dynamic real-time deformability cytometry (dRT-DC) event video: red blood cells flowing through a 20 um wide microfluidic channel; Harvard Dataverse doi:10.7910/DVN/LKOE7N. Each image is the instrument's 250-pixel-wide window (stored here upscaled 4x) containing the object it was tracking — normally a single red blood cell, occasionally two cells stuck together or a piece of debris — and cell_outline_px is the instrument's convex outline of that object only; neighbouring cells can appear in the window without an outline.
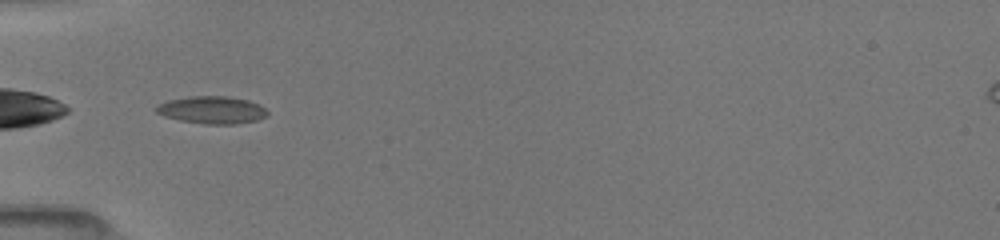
{"species": "common noctule bat (a hibernating species)", "species_latin": "Nyctalus noctula", "temperature_condition": "room temperature", "stored_images_in_passage": 8, "camera_frame_rate_fps": 3000, "um_per_image_px": 0.085, "animal": {"sex": "female", "body_mass_g": 19.5, "forearm_length_mm": 54.1}, "frame": {"image": 1, "passage_image": 2, "time_ms": 1.333, "image_size_px": [1000, 240], "cell_outline_px": [[268, 116], [256, 120], [236, 124], [204, 124], [180, 120], [164, 116], [156, 112], [156, 108], [160, 104], [168, 100], [188, 96], [228, 96], [248, 100], [260, 104], [268, 112]], "centroid_in_image_um": [18.05, 9.34], "position_along_channel_um": 67.0, "area_um2": 17.8}}
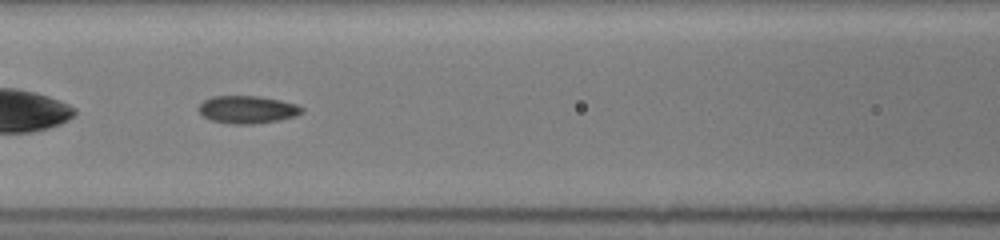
{"frame": {"image": 2, "passage_image": 4, "time_ms": 3.333, "image_size_px": [1000, 240], "cell_outline_px": [[304, 112], [296, 116], [280, 120], [252, 124], [232, 124], [212, 120], [204, 116], [200, 112], [200, 104], [204, 100], [212, 96], [260, 96], [280, 100], [296, 104], [304, 108]], "centroid_in_image_um": [21.08, 9.31], "position_along_channel_um": 145.5, "area_um2": 16.59}}
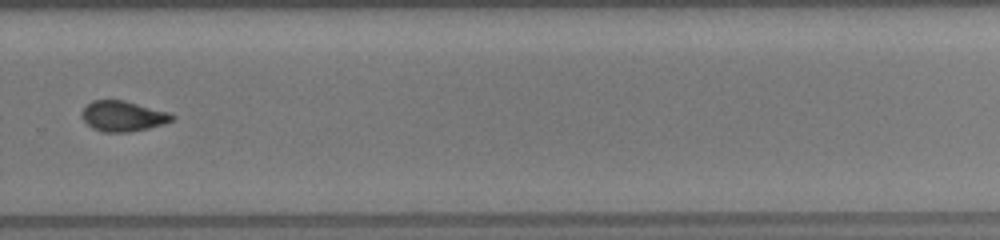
{"frame": {"image": 3, "passage_image": 8, "time_ms": 7.667, "image_size_px": [1000, 240], "cell_outline_px": [[176, 116], [172, 120], [164, 124], [148, 128], [128, 132], [104, 132], [92, 128], [80, 116], [84, 108], [92, 100], [124, 100], [172, 112]], "centroid_in_image_um": [10.49, 9.86], "position_along_channel_um": 319.3, "area_um2": 16.13}}